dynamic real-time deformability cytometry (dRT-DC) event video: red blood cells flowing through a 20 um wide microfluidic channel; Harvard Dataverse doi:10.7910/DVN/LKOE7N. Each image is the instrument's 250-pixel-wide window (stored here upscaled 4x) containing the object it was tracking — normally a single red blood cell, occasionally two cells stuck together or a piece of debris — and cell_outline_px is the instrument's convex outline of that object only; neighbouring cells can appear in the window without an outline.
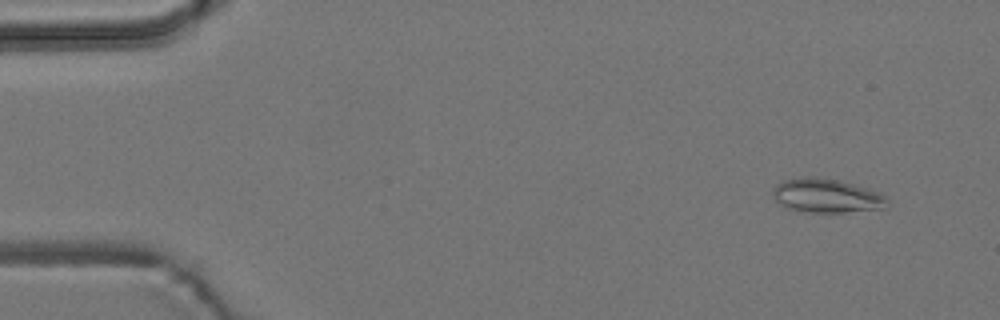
{"species": "common noctule bat (a hibernating species)", "species_latin": "Nyctalus noctula", "temperature_condition": "room temperature", "stored_images_in_passage": 55, "camera_frame_rate_fps": 3000, "um_per_image_px": 0.085, "animal": {"sex": "male", "body_mass_g": 19.2, "forearm_length_mm": 51.8}, "frame": {"image": 1, "passage_image": 5, "time_ms": 1.333, "image_size_px": [1000, 320], "cell_outline_px": [[888, 208], [844, 212], [812, 212], [788, 208], [780, 204], [776, 200], [772, 192], [772, 188], [776, 184], [784, 180], [804, 176], [816, 176], [840, 180], [868, 188], [880, 192], [884, 196]], "centroid_in_image_um": [70.25, 16.61], "position_along_channel_um": 14.7, "area_um2": 22.72}}
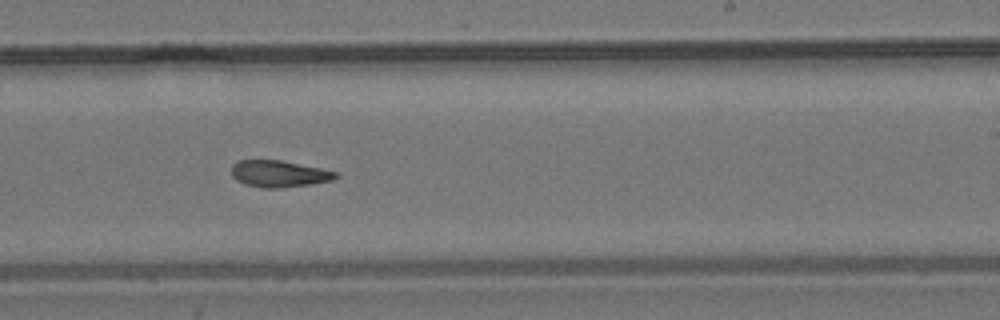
{"frame": {"image": 2, "passage_image": 34, "time_ms": 11.0, "image_size_px": [1000, 320], "cell_outline_px": [[340, 176], [332, 180], [312, 184], [280, 188], [264, 188], [244, 184], [236, 180], [232, 176], [232, 164], [236, 160], [280, 160], [320, 168], [336, 172]], "centroid_in_image_um": [23.69, 14.77], "position_along_channel_um": 265.3, "area_um2": 16.24}}
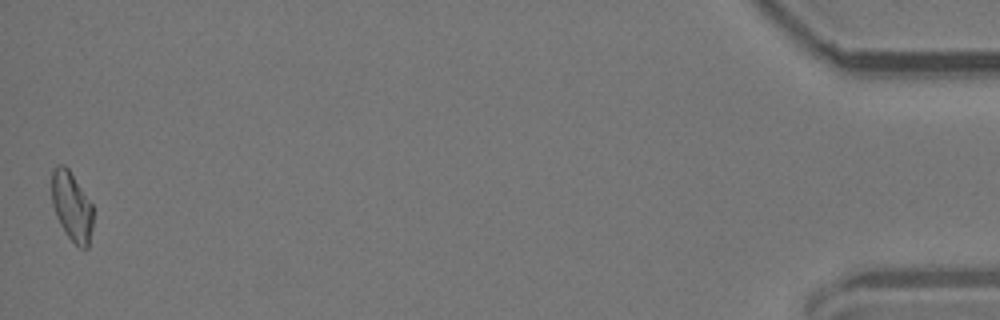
{"frame": {"image": 3, "passage_image": 55, "time_ms": 18.0, "image_size_px": [1000, 320], "cell_outline_px": [[92, 228], [88, 248], [80, 248], [64, 232], [56, 216], [52, 204], [52, 168], [56, 164], [64, 164], [68, 168], [92, 204]], "centroid_in_image_um": [6.08, 17.53], "position_along_channel_um": 429.1, "area_um2": 16.65}, "authors_computed_cell_mechanics": {"area_um2": 17.051, "velocity_mm_per_s": 3.7529, "shape_relaxation_time_tau1_ms": null, "shape_relaxation_time_tau2_ms": 4.2618, "deformation_change_tau1": null, "deformation_change_tau2": 0.1138}}